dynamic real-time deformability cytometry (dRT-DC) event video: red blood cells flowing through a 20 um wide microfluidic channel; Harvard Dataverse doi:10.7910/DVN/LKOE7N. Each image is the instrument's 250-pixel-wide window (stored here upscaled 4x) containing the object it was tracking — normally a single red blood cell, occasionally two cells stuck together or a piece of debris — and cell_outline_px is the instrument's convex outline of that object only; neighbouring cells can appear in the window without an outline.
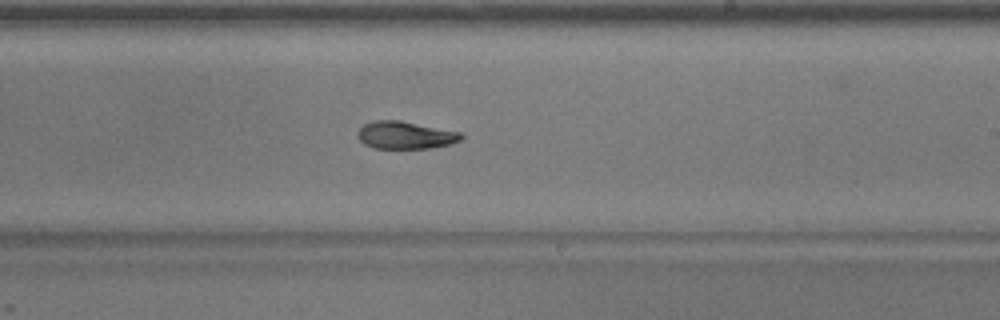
{"species": "common noctule bat (a hibernating species)", "species_latin": "Nyctalus noctula", "temperature_condition": "warm", "stored_images_in_passage": 36, "camera_frame_rate_fps": 3000, "um_per_image_px": 0.085, "animal": {"sex": "male", "body_mass_g": 17.9}, "frame": {"image": 1, "passage_image": 16, "time_ms": 5.0, "image_size_px": [1000, 320], "cell_outline_px": [[464, 136], [460, 140], [452, 144], [432, 148], [372, 148], [364, 144], [360, 140], [356, 132], [364, 124], [372, 120], [400, 120], [460, 132]], "centroid_in_image_um": [34.44, 11.49], "position_along_channel_um": 254.6, "area_um2": 16.7}}